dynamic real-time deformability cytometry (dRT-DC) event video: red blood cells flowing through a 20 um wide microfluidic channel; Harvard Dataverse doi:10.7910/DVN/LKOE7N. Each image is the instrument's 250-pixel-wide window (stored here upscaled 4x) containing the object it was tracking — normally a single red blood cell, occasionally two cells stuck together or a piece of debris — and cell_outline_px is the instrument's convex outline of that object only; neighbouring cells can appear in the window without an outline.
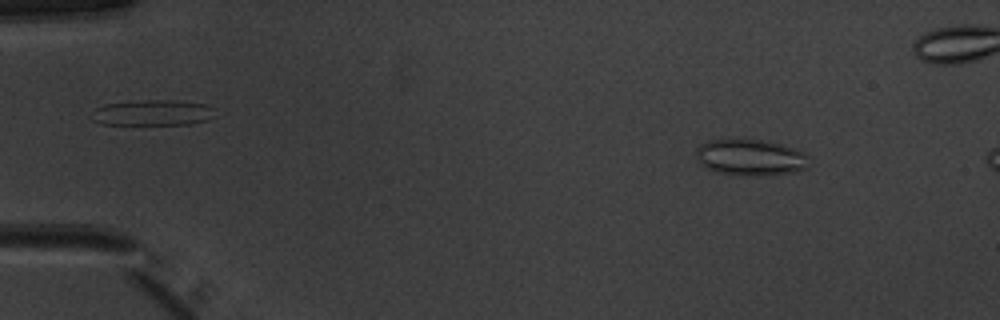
{"species": "common noctule bat (a hibernating species)", "species_latin": "Nyctalus noctula", "temperature_condition": "warm", "stored_images_in_passage": 12, "camera_frame_rate_fps": 3000, "um_per_image_px": 0.085, "animal": {"sex": "male", "body_mass_g": 20.1, "forearm_length_mm": 53.5}, "frame": {"image": 1, "passage_image": 6, "time_ms": 1.667, "image_size_px": [1000, 320], "cell_outline_px": [[808, 168], [792, 172], [760, 176], [744, 176], [716, 172], [700, 164], [696, 156], [696, 148], [700, 144], [708, 140], [760, 140], [780, 144], [804, 152], [808, 156]], "centroid_in_image_um": [63.77, 13.4], "position_along_channel_um": 21.2, "area_um2": 23.81}}